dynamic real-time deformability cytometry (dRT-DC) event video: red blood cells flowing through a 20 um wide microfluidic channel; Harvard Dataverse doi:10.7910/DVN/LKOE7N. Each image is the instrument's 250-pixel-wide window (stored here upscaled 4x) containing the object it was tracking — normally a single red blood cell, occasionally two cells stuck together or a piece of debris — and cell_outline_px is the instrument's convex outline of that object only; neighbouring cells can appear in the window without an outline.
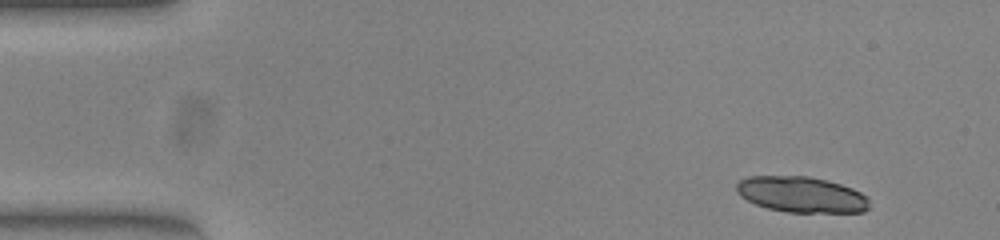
{"species": "common noctule bat (a hibernating species)", "species_latin": "Nyctalus noctula", "temperature_condition": "warm", "stored_images_in_passage": 21, "camera_frame_rate_fps": 3000, "um_per_image_px": 0.085, "animal": {"sex": "female", "body_mass_g": 23.0, "forearm_length_mm": 53.4}, "frame": {"image": 1, "passage_image": 1, "time_ms": 0.0, "image_size_px": [1000, 240], "cell_outline_px": [[868, 208], [864, 212], [788, 212], [768, 208], [756, 204], [740, 196], [736, 192], [736, 184], [740, 180], [748, 176], [808, 176], [828, 180], [852, 188], [868, 196]], "centroid_in_image_um": [68.12, 16.53], "position_along_channel_um": 16.9, "area_um2": 27.74}}